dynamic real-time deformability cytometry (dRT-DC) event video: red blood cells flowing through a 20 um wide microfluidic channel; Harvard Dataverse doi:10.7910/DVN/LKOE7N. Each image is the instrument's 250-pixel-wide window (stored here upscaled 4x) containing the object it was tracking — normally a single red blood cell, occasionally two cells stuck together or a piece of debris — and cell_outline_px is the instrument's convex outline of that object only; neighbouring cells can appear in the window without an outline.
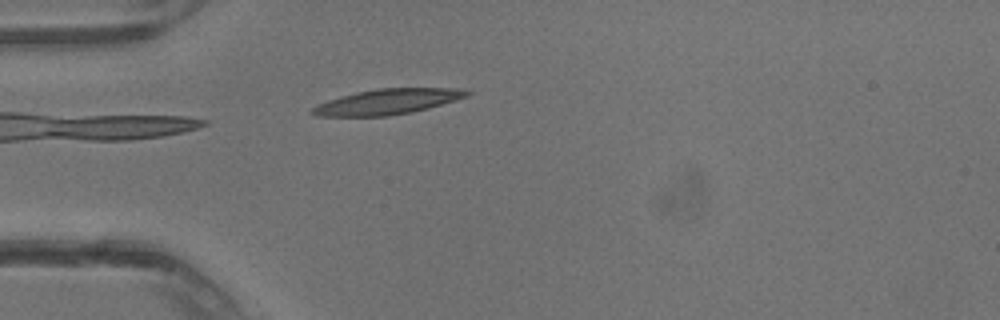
{"species": "common noctule bat (a hibernating species)", "species_latin": "Nyctalus noctula", "temperature_condition": "warm", "stored_images_in_passage": 3, "camera_frame_rate_fps": 3000, "um_per_image_px": 0.085, "animal": {"sex": "male", "body_mass_g": 13.3}, "frame": {"image": 1, "passage_image": 1, "time_ms": 0.0, "image_size_px": [1000, 320], "cell_outline_px": [[152, 132], [148, 136], [84, 136], [48, 132], [60, 120], [120, 116], [152, 116]], "centroid_in_image_um": [9.01, 10.75], "position_along_channel_um": 76.0, "area_um2": 12.72}}